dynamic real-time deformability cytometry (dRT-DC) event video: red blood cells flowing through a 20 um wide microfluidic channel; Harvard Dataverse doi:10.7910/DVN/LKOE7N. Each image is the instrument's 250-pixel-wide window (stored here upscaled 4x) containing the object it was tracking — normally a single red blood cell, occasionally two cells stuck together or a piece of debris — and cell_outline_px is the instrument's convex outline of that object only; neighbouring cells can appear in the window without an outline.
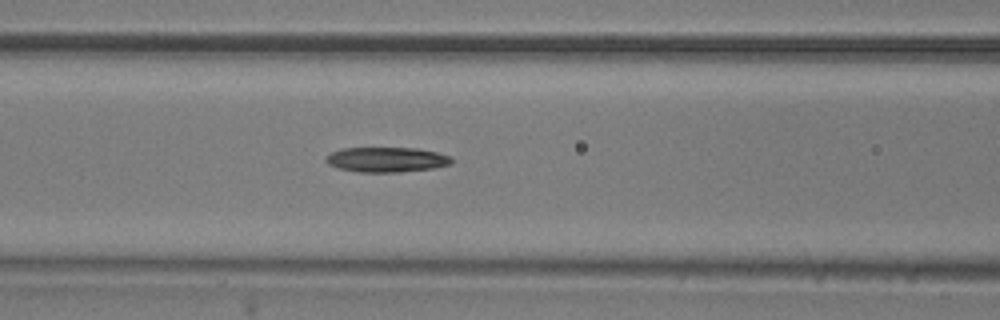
{"species": "common noctule bat (a hibernating species)", "species_latin": "Nyctalus noctula", "temperature_condition": "room temperature", "stored_images_in_passage": 7, "camera_frame_rate_fps": 3000, "um_per_image_px": 0.085, "animal": {"sex": "male", "body_mass_g": 20.5, "forearm_length_mm": 52.5}, "frame": {"image": 1, "passage_image": 7, "time_ms": 2.0, "image_size_px": [1000, 320], "cell_outline_px": [[452, 164], [432, 168], [400, 172], [360, 172], [340, 168], [328, 164], [324, 160], [324, 156], [340, 148], [416, 148], [436, 152], [452, 156]], "centroid_in_image_um": [32.84, 13.56], "position_along_channel_um": 133.8, "area_um2": 18.32}}